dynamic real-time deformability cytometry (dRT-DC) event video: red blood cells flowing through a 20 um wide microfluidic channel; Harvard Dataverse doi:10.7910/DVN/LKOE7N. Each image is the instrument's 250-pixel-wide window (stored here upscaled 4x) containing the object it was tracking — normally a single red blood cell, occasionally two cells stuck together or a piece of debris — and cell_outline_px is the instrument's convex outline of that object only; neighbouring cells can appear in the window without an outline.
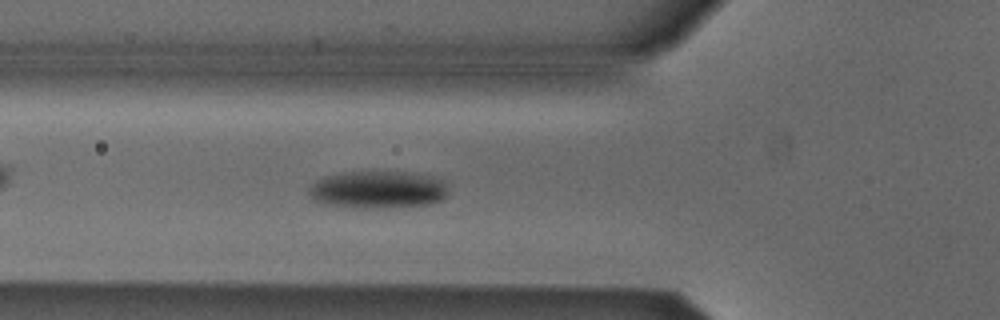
{"species": "Egyptian fruit bat (a non-hibernating species)", "species_latin": "Rousettus aegyptiacus", "temperature_condition": "cold", "stored_images_in_passage": 46, "segment_of_instrument_passage": [1, 2], "camera_frame_rate_fps": 3000, "um_per_image_px": 0.085, "animal": {"sex": "male"}, "frame": {"image": 1, "passage_image": 11, "time_ms": 3.333, "image_size_px": [1000, 320], "cell_outline_px": [[448, 192], [440, 200], [428, 204], [388, 208], [320, 204], [312, 200], [308, 192], [308, 188], [316, 180], [324, 176], [340, 172], [420, 172], [444, 180]], "centroid_in_image_um": [32.11, 16.1], "position_along_channel_um": 93.7, "area_um2": 30.58}}
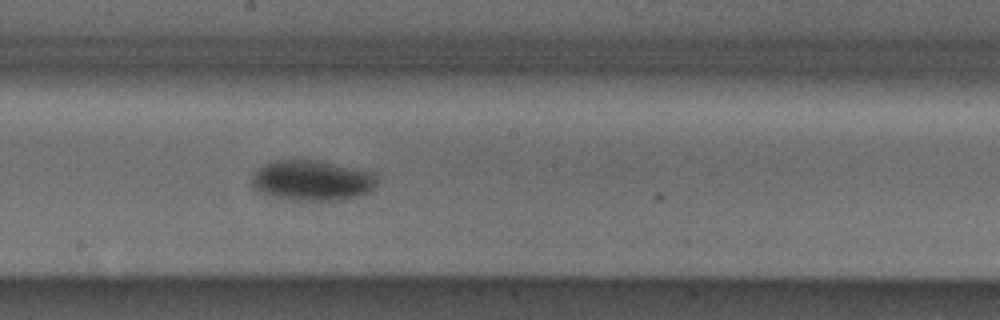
{"frame": {"image": 2, "passage_image": 21, "time_ms": 6.667, "image_size_px": [1000, 320], "cell_outline_px": [[376, 184], [368, 192], [356, 196], [336, 200], [296, 200], [264, 196], [256, 192], [252, 188], [252, 176], [256, 168], [272, 160], [292, 156], [320, 160], [372, 172], [376, 176]], "centroid_in_image_um": [26.39, 15.29], "position_along_channel_um": 221.8, "area_um2": 30.46}}
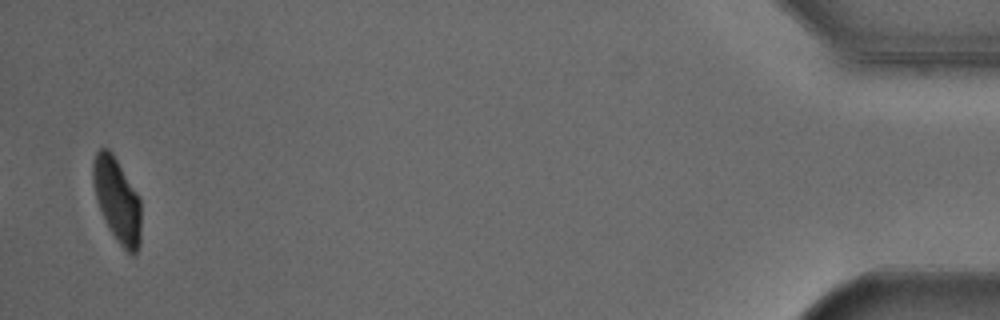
{"frame": {"image": 3, "passage_image": 44, "time_ms": 14.333, "image_size_px": [1000, 320], "cell_outline_px": [[140, 244], [136, 252], [132, 256], [116, 240], [108, 228], [104, 220], [96, 200], [92, 180], [92, 160], [96, 152], [100, 148], [108, 148], [112, 152], [140, 196]], "centroid_in_image_um": [9.94, 16.98], "position_along_channel_um": 425.3, "area_um2": 23.87}}